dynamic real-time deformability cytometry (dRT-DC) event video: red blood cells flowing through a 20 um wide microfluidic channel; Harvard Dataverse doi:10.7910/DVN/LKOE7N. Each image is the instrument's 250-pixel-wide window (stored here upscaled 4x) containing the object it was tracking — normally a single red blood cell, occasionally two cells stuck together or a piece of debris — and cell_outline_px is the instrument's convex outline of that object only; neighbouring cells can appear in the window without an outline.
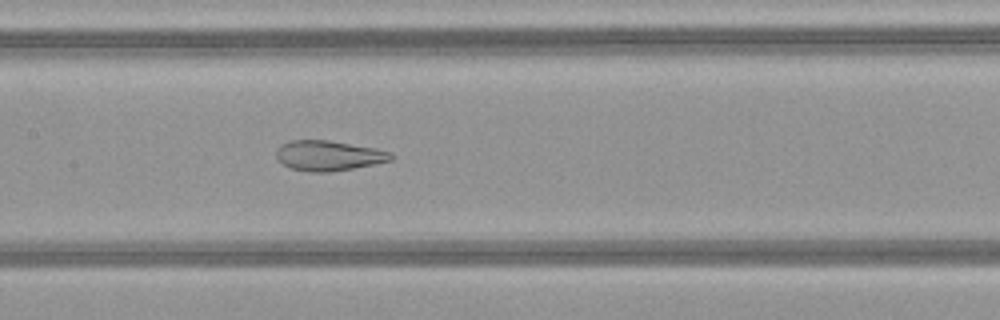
{"species": "common noctule bat (a hibernating species)", "species_latin": "Nyctalus noctula", "temperature_condition": "warm", "stored_images_in_passage": 46, "camera_frame_rate_fps": 3000, "um_per_image_px": 0.085, "animal": {"sex": "female", "body_mass_g": 21.9}, "frame": {"image": 1, "passage_image": 25, "time_ms": 8.0, "image_size_px": [1000, 320], "cell_outline_px": [[396, 156], [392, 160], [376, 164], [328, 172], [312, 172], [288, 168], [276, 160], [276, 152], [280, 144], [288, 140], [328, 140], [376, 148], [392, 152]], "centroid_in_image_um": [27.92, 13.22], "position_along_channel_um": 179.5, "area_um2": 20.46}}
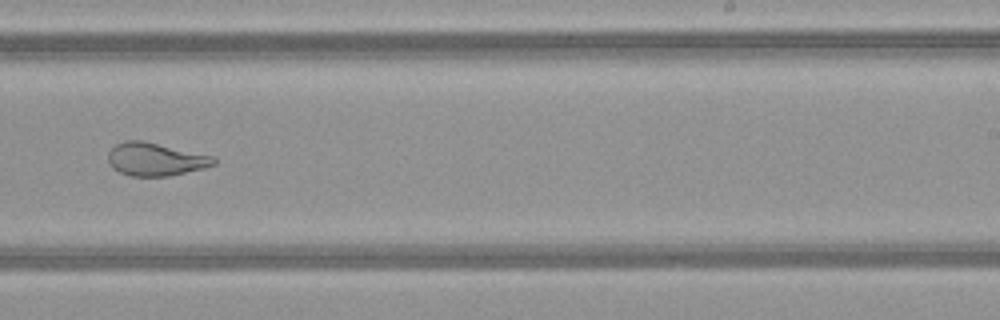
{"frame": {"image": 2, "passage_image": 32, "time_ms": 10.333, "image_size_px": [1000, 320], "cell_outline_px": [[216, 164], [204, 168], [168, 176], [132, 176], [120, 172], [112, 168], [108, 160], [108, 152], [116, 144], [124, 140], [144, 140], [212, 156], [216, 160]], "centroid_in_image_um": [13.19, 13.53], "position_along_channel_um": 275.8, "area_um2": 20.29}}
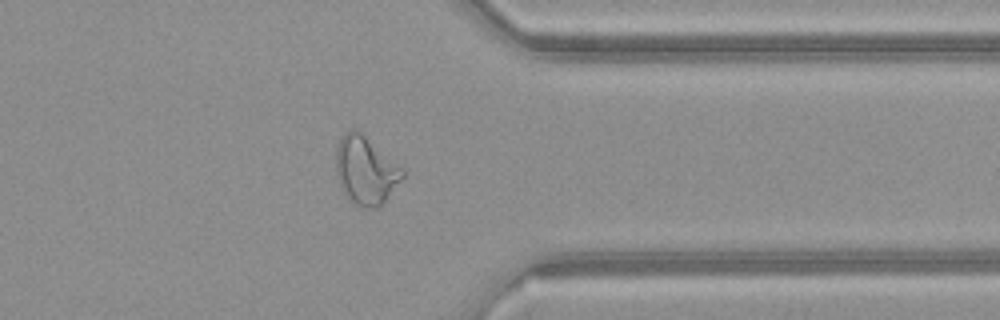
{"frame": {"image": 3, "passage_image": 40, "time_ms": 13.0, "image_size_px": [1000, 320], "cell_outline_px": [[404, 176], [380, 208], [360, 208], [344, 192], [340, 184], [336, 172], [336, 148], [340, 140], [352, 128], [356, 128], [404, 168]], "centroid_in_image_um": [31.11, 14.49], "position_along_channel_um": 380.3, "area_um2": 26.24}}